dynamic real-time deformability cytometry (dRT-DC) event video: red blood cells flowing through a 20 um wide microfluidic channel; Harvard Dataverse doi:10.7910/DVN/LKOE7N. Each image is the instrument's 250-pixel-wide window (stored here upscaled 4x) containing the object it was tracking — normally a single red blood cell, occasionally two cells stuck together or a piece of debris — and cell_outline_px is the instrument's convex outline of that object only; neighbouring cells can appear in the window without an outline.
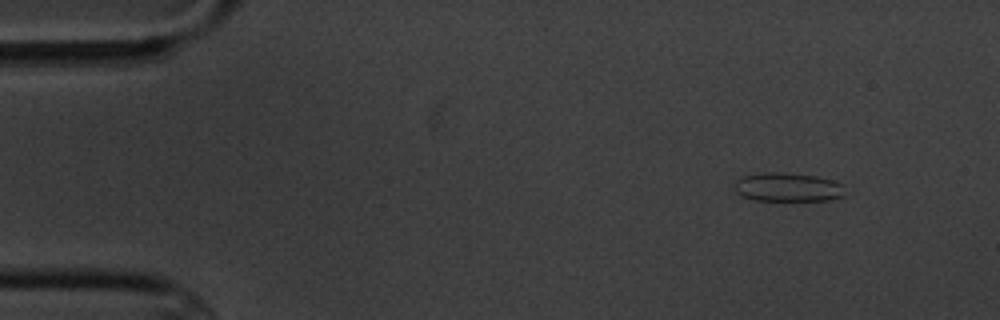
{"species": "common noctule bat (a hibernating species)", "species_latin": "Nyctalus noctula", "temperature_condition": "cold", "stored_images_in_passage": 4, "camera_frame_rate_fps": 3000, "um_per_image_px": 0.085, "animal": {"sex": "male", "body_mass_g": 20.1, "forearm_length_mm": 53.5}, "frame": {"image": 1, "passage_image": 1, "time_ms": 0.0, "image_size_px": [1000, 320], "cell_outline_px": [[844, 196], [832, 200], [752, 200], [736, 192], [732, 188], [732, 184], [740, 176], [764, 172], [784, 172], [816, 176], [832, 180], [844, 184]], "centroid_in_image_um": [66.93, 15.9], "position_along_channel_um": 18.1, "area_um2": 18.9}}